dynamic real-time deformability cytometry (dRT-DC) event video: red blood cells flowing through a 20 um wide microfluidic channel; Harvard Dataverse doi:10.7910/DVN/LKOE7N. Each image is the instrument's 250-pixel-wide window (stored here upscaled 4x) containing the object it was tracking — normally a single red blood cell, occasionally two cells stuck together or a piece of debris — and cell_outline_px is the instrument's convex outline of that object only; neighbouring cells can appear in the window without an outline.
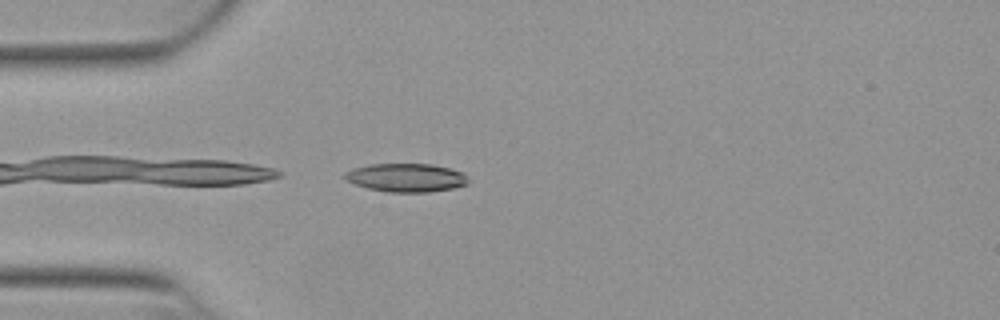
{"species": "Egyptian fruit bat (a non-hibernating species)", "species_latin": "Rousettus aegyptiacus", "temperature_condition": "warm", "stored_images_in_passage": 40, "camera_frame_rate_fps": 3000, "um_per_image_px": 0.085, "animal": {"sex": "female"}, "frame": {"image": 1, "passage_image": 2, "time_ms": 0.333, "image_size_px": [1000, 320], "cell_outline_px": [[468, 184], [452, 188], [428, 192], [388, 192], [368, 188], [356, 184], [348, 180], [344, 176], [344, 172], [352, 168], [372, 164], [432, 164], [464, 172], [468, 176]], "centroid_in_image_um": [34.55, 15.09], "position_along_channel_um": 50.5, "area_um2": 20.4}}
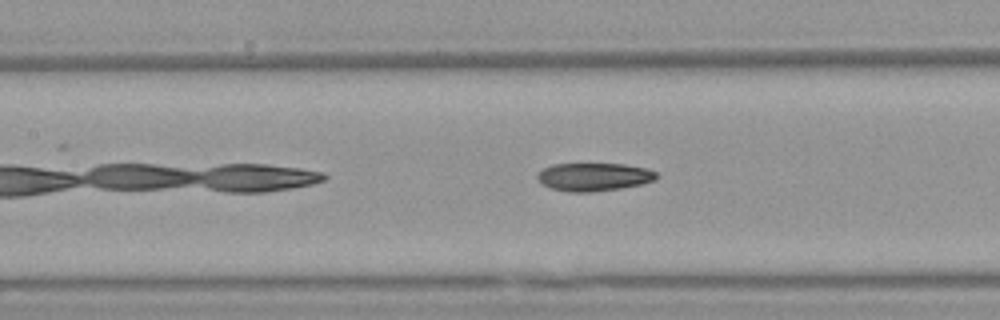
{"frame": {"image": 2, "passage_image": 11, "time_ms": 3.333, "image_size_px": [1000, 320], "cell_outline_px": [[660, 176], [656, 180], [640, 184], [620, 188], [592, 192], [568, 192], [552, 188], [540, 184], [536, 176], [544, 168], [552, 164], [624, 164], [648, 168], [656, 172]], "centroid_in_image_um": [50.5, 15.03], "position_along_channel_um": 156.9, "area_um2": 19.59}}
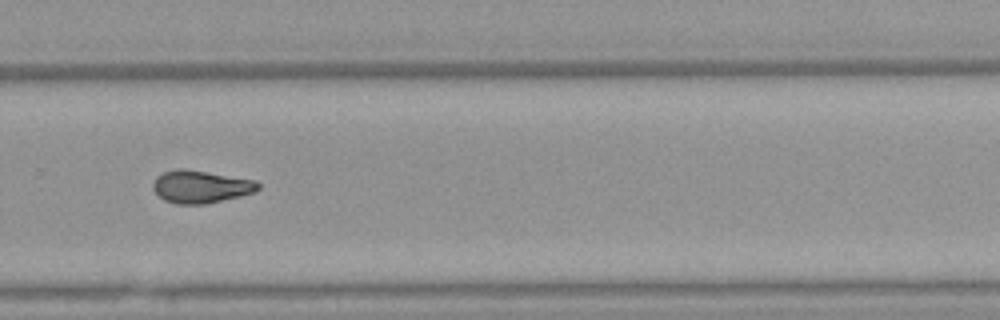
{"frame": {"image": 3, "passage_image": 23, "time_ms": 7.333, "image_size_px": [1000, 320], "cell_outline_px": [[260, 188], [256, 192], [240, 196], [204, 204], [176, 204], [164, 200], [152, 188], [152, 184], [156, 176], [164, 172], [176, 168], [184, 168], [256, 180], [260, 184]], "centroid_in_image_um": [17.06, 15.86], "position_along_channel_um": 312.7, "area_um2": 20.06}, "authors_computed_cell_mechanics": {"area_um2": 19.7387, "velocity_mm_per_s": 3.9053, "shape_relaxation_time_tau1_ms": null, "shape_relaxation_time_tau2_ms": 4.4849, "deformation_change_tau1": null, "deformation_change_tau2": 0.1182}}